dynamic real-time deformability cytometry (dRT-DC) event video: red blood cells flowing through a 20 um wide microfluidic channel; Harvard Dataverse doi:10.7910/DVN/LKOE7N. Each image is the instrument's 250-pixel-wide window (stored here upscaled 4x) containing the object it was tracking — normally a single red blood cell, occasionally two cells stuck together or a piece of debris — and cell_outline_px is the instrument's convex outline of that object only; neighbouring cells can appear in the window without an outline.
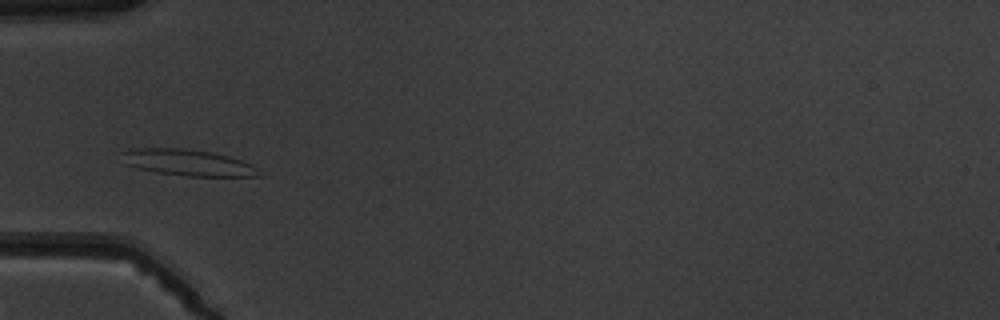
{"species": "common noctule bat (a hibernating species)", "species_latin": "Nyctalus noctula", "temperature_condition": "warm", "stored_images_in_passage": 4, "camera_frame_rate_fps": 3000, "um_per_image_px": 0.085, "animal": {"sex": "male", "body_mass_g": 19.5, "forearm_length_mm": 54.6}, "frame": {"image": 1, "passage_image": 3, "time_ms": 3.0, "image_size_px": [1000, 320], "cell_outline_px": [[260, 176], [188, 176], [156, 172], [136, 168], [124, 164], [120, 152], [132, 148], [184, 148], [208, 152], [228, 156], [252, 164], [260, 168]], "centroid_in_image_um": [15.93, 13.82], "position_along_channel_um": 69.1, "area_um2": 21.1}}
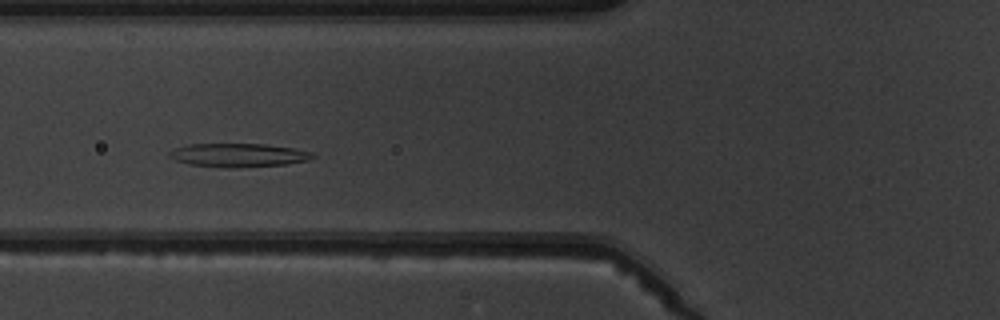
{"frame": {"image": 2, "passage_image": 4, "time_ms": 4.0, "image_size_px": [1000, 320], "cell_outline_px": [[316, 156], [308, 160], [288, 164], [236, 168], [192, 164], [176, 160], [168, 156], [168, 152], [176, 148], [188, 144], [264, 144], [292, 148], [312, 152]], "centroid_in_image_um": [20.3, 13.18], "position_along_channel_um": 105.5, "area_um2": 19.48}}